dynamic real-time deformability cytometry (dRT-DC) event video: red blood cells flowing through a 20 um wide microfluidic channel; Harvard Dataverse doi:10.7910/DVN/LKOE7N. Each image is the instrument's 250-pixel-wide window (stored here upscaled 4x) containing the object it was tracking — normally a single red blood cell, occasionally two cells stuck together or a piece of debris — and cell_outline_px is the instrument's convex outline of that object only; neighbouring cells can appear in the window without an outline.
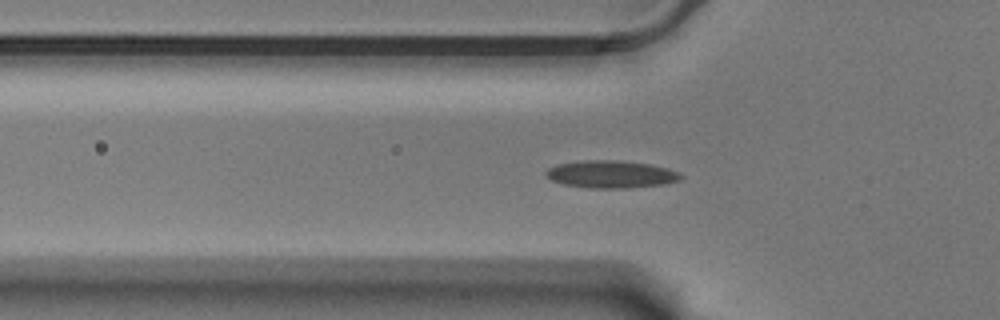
{"species": "Egyptian fruit bat (a non-hibernating species)", "species_latin": "Rousettus aegyptiacus", "temperature_condition": "warm", "stored_images_in_passage": 58, "camera_frame_rate_fps": 3000, "um_per_image_px": 0.085, "animal": {"sex": "male"}, "frame": {"image": 1, "passage_image": 19, "time_ms": 6.0, "image_size_px": [1000, 320], "cell_outline_px": [[684, 176], [680, 180], [664, 184], [628, 188], [588, 188], [564, 184], [552, 180], [544, 176], [544, 172], [548, 168], [556, 164], [584, 160], [620, 160], [648, 164], [668, 168], [680, 172]], "centroid_in_image_um": [51.93, 14.81], "position_along_channel_um": 73.9, "area_um2": 21.79}}
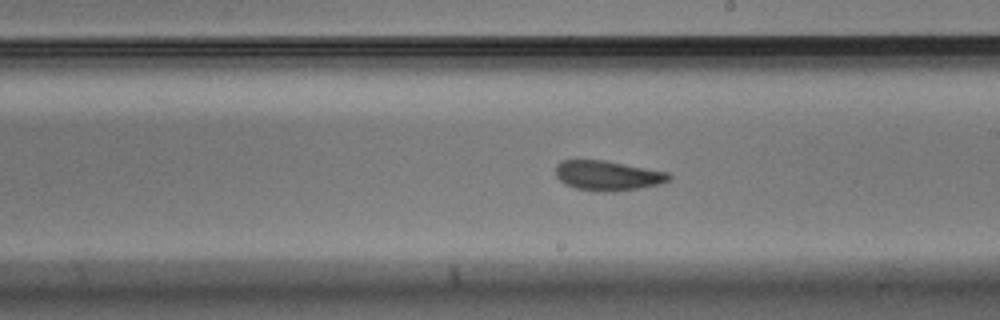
{"frame": {"image": 2, "passage_image": 33, "time_ms": 10.667, "image_size_px": [1000, 320], "cell_outline_px": [[672, 176], [668, 180], [660, 184], [640, 188], [612, 192], [604, 192], [576, 188], [564, 184], [556, 176], [556, 164], [560, 160], [604, 160], [668, 172]], "centroid_in_image_um": [51.64, 14.92], "position_along_channel_um": 237.4, "area_um2": 19.71}}
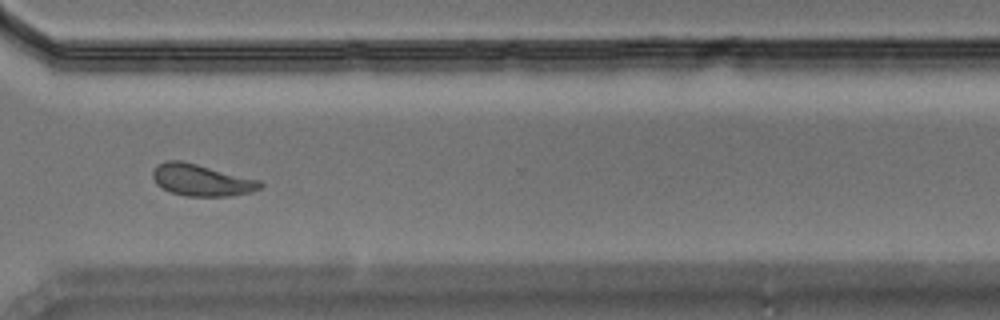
{"frame": {"image": 3, "passage_image": 43, "time_ms": 14.0, "image_size_px": [1000, 320], "cell_outline_px": [[264, 184], [260, 188], [252, 192], [228, 196], [184, 196], [168, 192], [156, 184], [152, 176], [152, 172], [156, 164], [168, 160], [180, 160], [260, 180]], "centroid_in_image_um": [17.09, 15.32], "position_along_channel_um": 353.5, "area_um2": 19.94}, "authors_computed_cell_mechanics": {"area_um2": 19.8254, "velocity_mm_per_s": 3.4916, "shape_relaxation_time_tau1_ms": null, "shape_relaxation_time_tau2_ms": 3.2254, "deformation_change_tau1": null, "deformation_change_tau2": 0.0955}}